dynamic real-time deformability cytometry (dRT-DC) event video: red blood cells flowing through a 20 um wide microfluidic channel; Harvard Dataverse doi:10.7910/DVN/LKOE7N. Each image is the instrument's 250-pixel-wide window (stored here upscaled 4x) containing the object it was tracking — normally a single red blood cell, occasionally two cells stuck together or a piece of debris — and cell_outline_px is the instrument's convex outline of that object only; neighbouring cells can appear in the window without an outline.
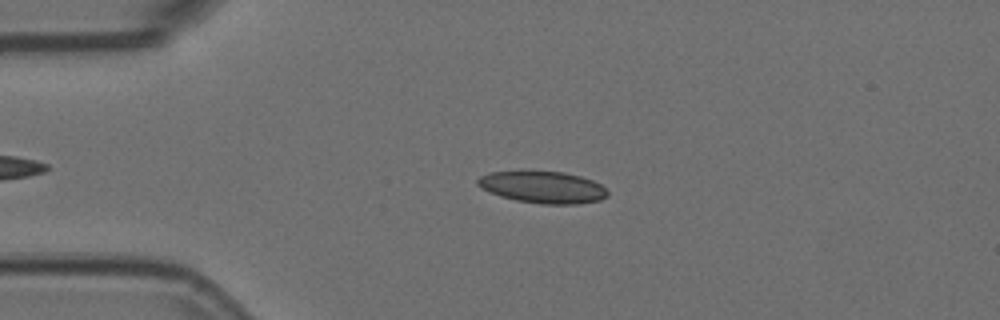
{"species": "Egyptian fruit bat (a non-hibernating species)", "species_latin": "Rousettus aegyptiacus", "temperature_condition": "room temperature", "stored_images_in_passage": 48, "camera_frame_rate_fps": 3000, "um_per_image_px": 0.085, "animal": {"sex": "female"}, "frame": {"image": 1, "passage_image": 12, "time_ms": 3.667, "image_size_px": [1000, 320], "cell_outline_px": [[608, 196], [600, 200], [580, 204], [540, 204], [516, 200], [500, 196], [488, 192], [480, 188], [476, 184], [476, 180], [480, 176], [488, 172], [564, 172], [580, 176], [592, 180], [600, 184], [608, 192]], "centroid_in_image_um": [46.12, 15.93], "position_along_channel_um": 38.9, "area_um2": 24.1}}
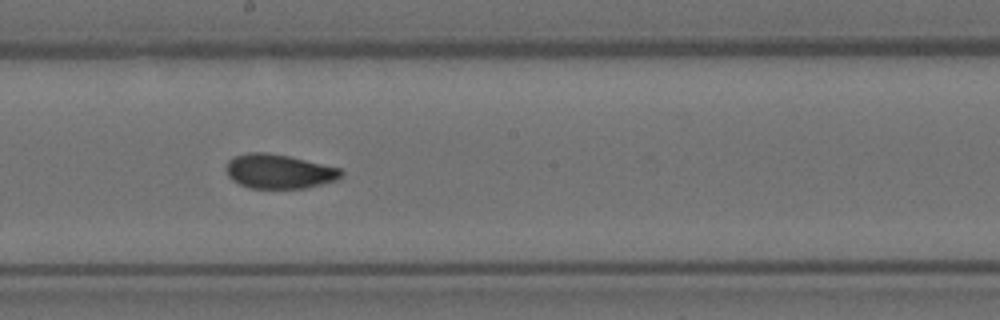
{"frame": {"image": 2, "passage_image": 29, "time_ms": 9.333, "image_size_px": [1000, 320], "cell_outline_px": [[344, 176], [336, 180], [304, 188], [248, 188], [232, 180], [228, 176], [224, 168], [228, 160], [232, 156], [248, 152], [268, 152], [288, 156], [340, 168], [344, 172]], "centroid_in_image_um": [23.67, 14.56], "position_along_channel_um": 224.5, "area_um2": 23.18}}
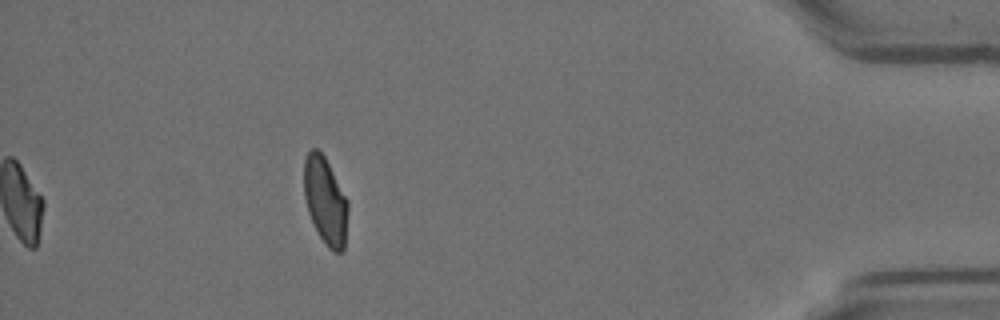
{"frame": {"image": 3, "passage_image": 48, "time_ms": 15.667, "image_size_px": [1000, 320], "cell_outline_px": [[348, 208], [344, 252], [332, 252], [324, 244], [308, 212], [304, 196], [304, 156], [312, 148], [316, 148], [324, 156], [348, 200]], "centroid_in_image_um": [27.66, 17.08], "position_along_channel_um": 407.5, "area_um2": 22.37}, "authors_computed_cell_mechanics": {"area_um2": 23.5246, "velocity_mm_per_s": 3.7528, "shape_relaxation_time_tau1_ms": null, "shape_relaxation_time_tau2_ms": 1.3422, "deformation_change_tau1": null, "deformation_change_tau2": 0.0664}}